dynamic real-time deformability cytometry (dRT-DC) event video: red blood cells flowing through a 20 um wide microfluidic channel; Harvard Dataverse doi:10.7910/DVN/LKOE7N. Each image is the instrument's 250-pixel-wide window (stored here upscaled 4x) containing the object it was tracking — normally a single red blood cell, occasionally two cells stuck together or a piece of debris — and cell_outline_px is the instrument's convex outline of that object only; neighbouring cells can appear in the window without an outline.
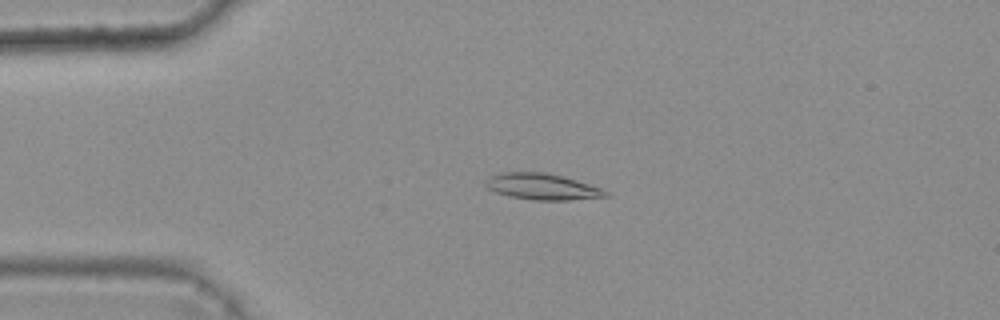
{"species": "common noctule bat (a hibernating species)", "species_latin": "Nyctalus noctula", "temperature_condition": "warm", "stored_images_in_passage": 4, "camera_frame_rate_fps": 3000, "um_per_image_px": 0.085, "animal": {"sex": "female", "body_mass_g": 25.1}, "frame": {"image": 1, "passage_image": 3, "time_ms": 0.667, "image_size_px": [1000, 320], "cell_outline_px": [[612, 196], [568, 200], [536, 200], [512, 196], [496, 192], [488, 188], [484, 184], [484, 180], [488, 176], [500, 172], [544, 172], [576, 180], [600, 188], [608, 192]], "centroid_in_image_um": [46.06, 15.86], "position_along_channel_um": 38.9, "area_um2": 18.21}}